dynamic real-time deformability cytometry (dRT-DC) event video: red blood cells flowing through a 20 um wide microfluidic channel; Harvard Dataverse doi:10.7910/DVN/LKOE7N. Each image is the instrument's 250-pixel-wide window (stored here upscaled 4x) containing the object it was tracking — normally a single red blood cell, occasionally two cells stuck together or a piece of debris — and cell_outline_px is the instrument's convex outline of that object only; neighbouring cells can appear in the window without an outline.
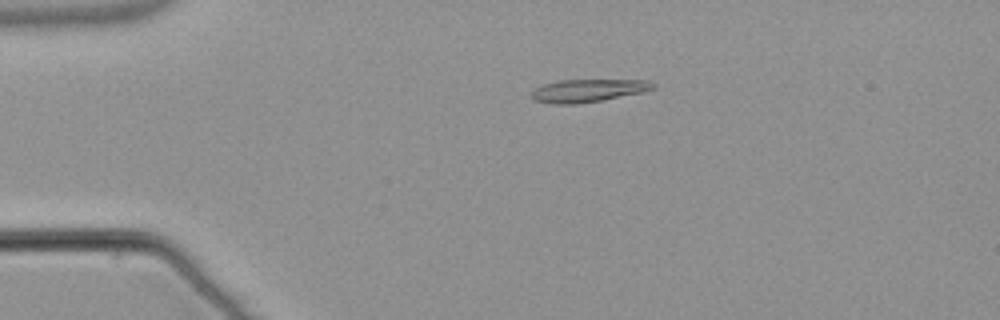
{"species": "common noctule bat (a hibernating species)", "species_latin": "Nyctalus noctula", "temperature_condition": "warm", "stored_images_in_passage": 54, "camera_frame_rate_fps": 3000, "um_per_image_px": 0.085, "animal": {"sex": "male", "body_mass_g": 21.5, "forearm_length_mm": 52.0}, "frame": {"image": 1, "passage_image": 12, "time_ms": 3.667, "image_size_px": [1000, 320], "cell_outline_px": [[656, 88], [644, 92], [600, 100], [576, 104], [556, 104], [536, 100], [532, 96], [532, 92], [536, 88], [544, 84], [560, 80], [644, 80], [656, 84]], "centroid_in_image_um": [50.03, 7.69], "position_along_channel_um": 35.0, "area_um2": 15.9}}
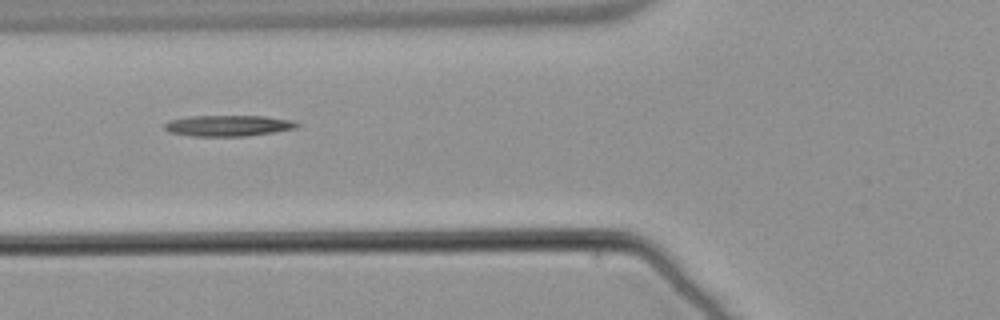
{"frame": {"image": 2, "passage_image": 21, "time_ms": 6.667, "image_size_px": [1000, 320], "cell_outline_px": [[300, 124], [296, 128], [248, 136], [192, 136], [168, 132], [164, 128], [164, 124], [172, 120], [188, 116], [264, 116], [296, 120]], "centroid_in_image_um": [19.43, 10.68], "position_along_channel_um": 106.4, "area_um2": 16.24}}
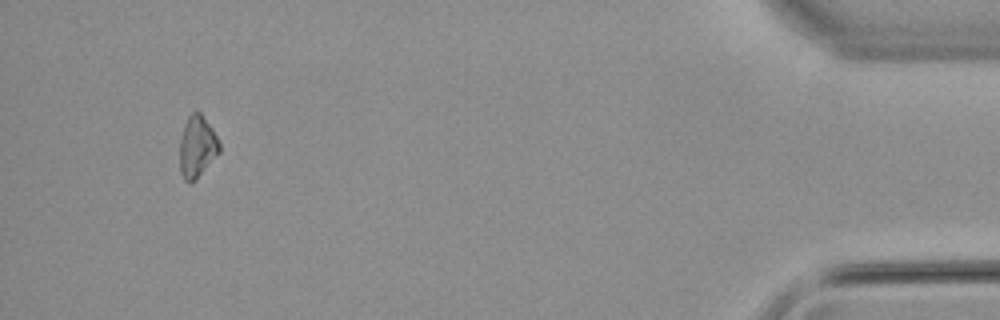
{"frame": {"image": 3, "passage_image": 51, "time_ms": 16.667, "image_size_px": [1000, 320], "cell_outline_px": [[220, 152], [196, 180], [192, 184], [188, 184], [184, 180], [180, 172], [180, 140], [184, 124], [188, 116], [196, 108], [200, 112], [212, 128], [220, 144]], "centroid_in_image_um": [16.74, 12.48], "position_along_channel_um": 418.5, "area_um2": 14.51}}